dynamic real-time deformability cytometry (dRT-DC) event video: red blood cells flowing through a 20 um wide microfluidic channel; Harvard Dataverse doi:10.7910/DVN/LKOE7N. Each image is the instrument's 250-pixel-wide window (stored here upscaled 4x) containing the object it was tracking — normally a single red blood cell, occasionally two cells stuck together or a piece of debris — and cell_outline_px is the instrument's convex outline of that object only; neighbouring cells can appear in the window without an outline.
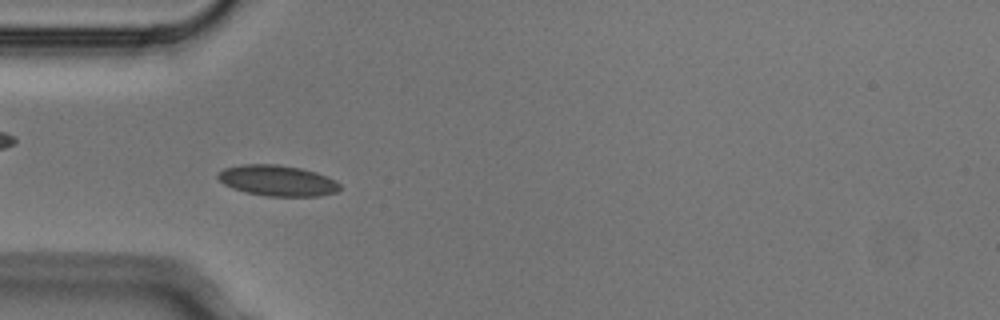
{"species": "Egyptian fruit bat (a non-hibernating species)", "species_latin": "Rousettus aegyptiacus", "temperature_condition": "cold", "stored_images_in_passage": 5, "camera_frame_rate_fps": 3000, "um_per_image_px": 0.085, "animal": {"sex": "male"}, "frame": {"image": 1, "passage_image": 5, "time_ms": 1.333, "image_size_px": [1000, 320], "cell_outline_px": [[340, 188], [336, 192], [320, 196], [268, 196], [248, 192], [232, 188], [224, 184], [216, 176], [216, 172], [224, 168], [244, 164], [276, 164], [300, 168], [316, 172], [336, 180], [340, 184]], "centroid_in_image_um": [23.57, 15.34], "position_along_channel_um": 61.4, "area_um2": 21.85}}